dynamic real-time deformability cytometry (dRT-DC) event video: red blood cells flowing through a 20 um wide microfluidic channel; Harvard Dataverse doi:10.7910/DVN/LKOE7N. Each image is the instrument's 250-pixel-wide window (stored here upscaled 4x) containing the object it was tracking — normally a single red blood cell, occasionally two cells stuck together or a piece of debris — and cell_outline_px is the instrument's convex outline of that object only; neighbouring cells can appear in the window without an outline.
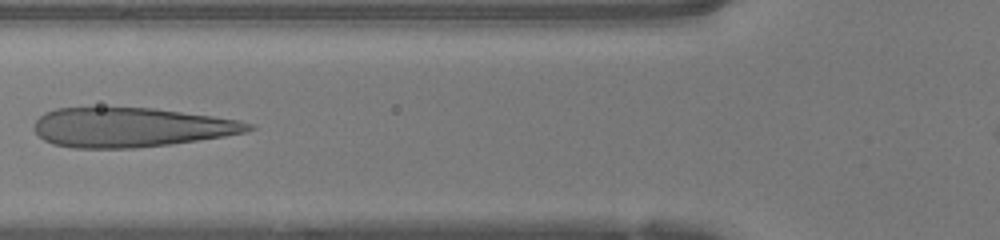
{"species": "human", "species_latin": "Homo sapiens", "temperature_condition": "warm", "stored_images_in_passage": 35, "camera_frame_rate_fps": 3000, "um_per_image_px": 0.085, "donor": {"sex": "female"}, "frame": {"image": 1, "passage_image": 10, "time_ms": 3.0, "image_size_px": [1000, 240], "cell_outline_px": [[256, 128], [244, 132], [224, 136], [168, 144], [132, 148], [72, 148], [52, 144], [44, 140], [36, 132], [36, 120], [44, 112], [56, 108], [152, 108], [212, 116], [240, 120], [252, 124]], "centroid_in_image_um": [11.11, 10.82], "position_along_channel_um": 114.7, "area_um2": 48.78}}
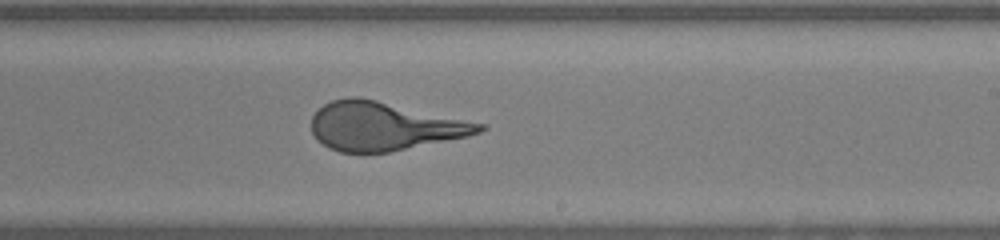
{"frame": {"image": 2, "passage_image": 20, "time_ms": 6.333, "image_size_px": [1000, 240], "cell_outline_px": [[488, 128], [480, 132], [468, 136], [388, 152], [340, 152], [328, 148], [312, 132], [312, 116], [324, 104], [332, 100], [348, 96], [356, 96], [376, 100], [488, 124]], "centroid_in_image_um": [32.67, 10.72], "position_along_channel_um": 256.3, "area_um2": 47.16}}
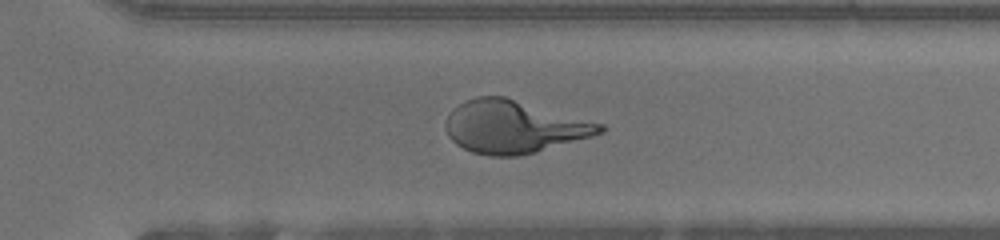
{"frame": {"image": 3, "passage_image": 25, "time_ms": 8.0, "image_size_px": [1000, 240], "cell_outline_px": [[604, 132], [592, 136], [520, 156], [488, 156], [472, 152], [456, 144], [448, 136], [448, 116], [464, 100], [476, 96], [504, 96], [604, 124]], "centroid_in_image_um": [43.69, 10.78], "position_along_channel_um": 326.9, "area_um2": 46.76}}